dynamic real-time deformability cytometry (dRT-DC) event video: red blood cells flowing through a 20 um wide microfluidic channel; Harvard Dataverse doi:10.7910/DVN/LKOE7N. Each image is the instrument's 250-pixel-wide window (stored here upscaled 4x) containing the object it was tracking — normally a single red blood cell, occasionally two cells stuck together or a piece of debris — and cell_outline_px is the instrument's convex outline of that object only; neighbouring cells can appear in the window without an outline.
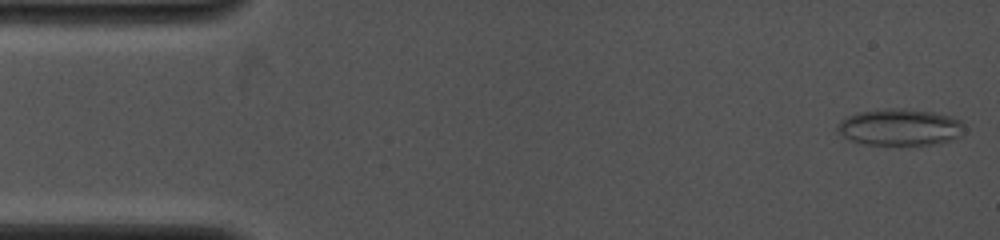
{"species": "common noctule bat (a hibernating species)", "species_latin": "Nyctalus noctula", "temperature_condition": "cold", "stored_images_in_passage": 21, "camera_frame_rate_fps": 4000, "um_per_image_px": 0.085, "animal": {"sex": "female", "body_mass_g": 19.0, "forearm_length_mm": 53.3}, "frame": {"image": 1, "passage_image": 2, "time_ms": 0.25, "image_size_px": [1000, 240], "cell_outline_px": [[964, 128], [960, 136], [952, 140], [936, 144], [864, 144], [848, 140], [836, 128], [836, 124], [840, 120], [848, 116], [860, 112], [884, 108], [904, 108], [936, 112], [952, 116], [960, 120], [964, 124]], "centroid_in_image_um": [76.51, 10.8], "position_along_channel_um": 8.5, "area_um2": 27.28}}
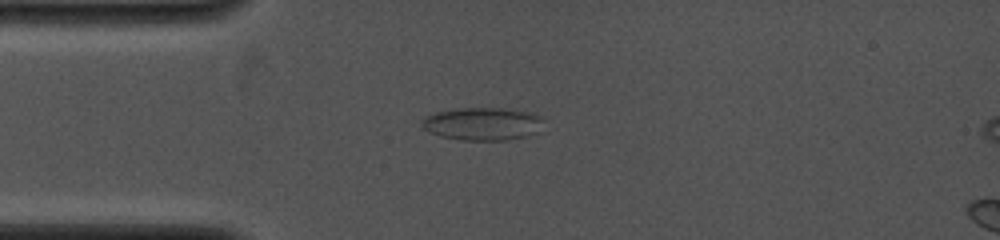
{"frame": {"image": 2, "passage_image": 12, "time_ms": 3.5, "image_size_px": [1000, 240], "cell_outline_px": [[544, 120], [536, 132], [524, 136], [504, 140], [460, 140], [440, 136], [424, 128], [420, 124], [420, 120], [436, 112], [456, 108], [500, 108], [532, 112]], "centroid_in_image_um": [40.98, 10.52], "position_along_channel_um": 44.0, "area_um2": 23.06}}
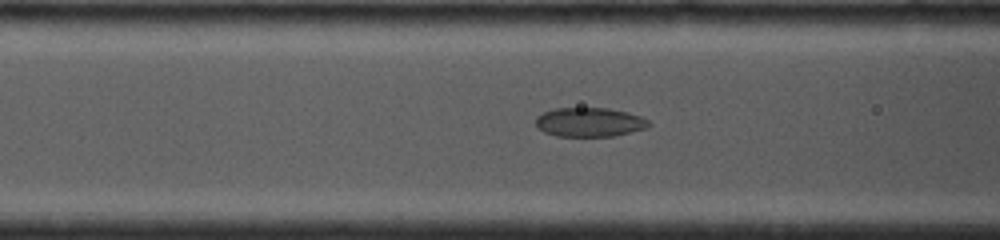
{"frame": {"image": 3, "passage_image": 19, "time_ms": 5.5, "image_size_px": [1000, 240], "cell_outline_px": [[652, 124], [648, 128], [612, 136], [556, 136], [544, 132], [536, 128], [536, 116], [544, 112], [556, 108], [608, 108], [640, 116], [648, 120]], "centroid_in_image_um": [50.09, 10.39], "position_along_channel_um": 116.5, "area_um2": 19.19}}